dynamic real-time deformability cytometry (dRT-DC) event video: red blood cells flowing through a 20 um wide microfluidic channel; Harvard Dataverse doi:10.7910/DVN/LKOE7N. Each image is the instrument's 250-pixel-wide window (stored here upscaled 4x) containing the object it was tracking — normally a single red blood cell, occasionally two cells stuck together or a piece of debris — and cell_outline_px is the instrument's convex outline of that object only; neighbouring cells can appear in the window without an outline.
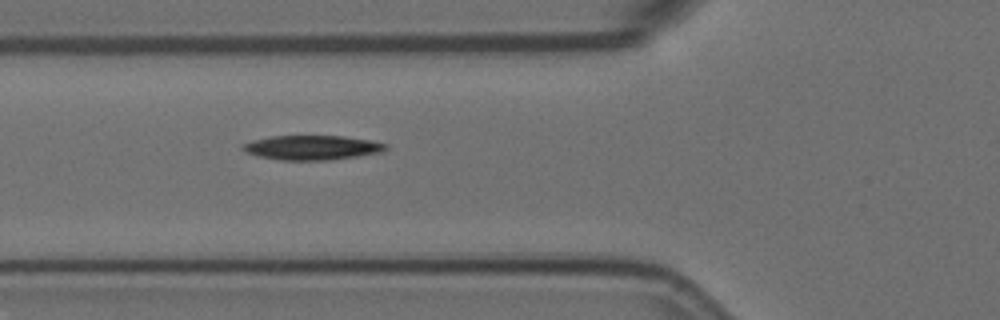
{"species": "Egyptian fruit bat (a non-hibernating species)", "species_latin": "Rousettus aegyptiacus", "temperature_condition": "room temperature", "stored_images_in_passage": 4, "camera_frame_rate_fps": 3000, "um_per_image_px": 0.085, "animal": {"sex": "female"}, "frame": {"image": 1, "passage_image": 4, "time_ms": 1.0, "image_size_px": [1000, 320], "cell_outline_px": [[388, 148], [384, 152], [332, 160], [280, 160], [256, 156], [244, 152], [240, 148], [244, 144], [252, 140], [272, 136], [344, 136], [372, 140], [388, 144]], "centroid_in_image_um": [26.55, 12.55], "position_along_channel_um": 99.3, "area_um2": 20.69}}